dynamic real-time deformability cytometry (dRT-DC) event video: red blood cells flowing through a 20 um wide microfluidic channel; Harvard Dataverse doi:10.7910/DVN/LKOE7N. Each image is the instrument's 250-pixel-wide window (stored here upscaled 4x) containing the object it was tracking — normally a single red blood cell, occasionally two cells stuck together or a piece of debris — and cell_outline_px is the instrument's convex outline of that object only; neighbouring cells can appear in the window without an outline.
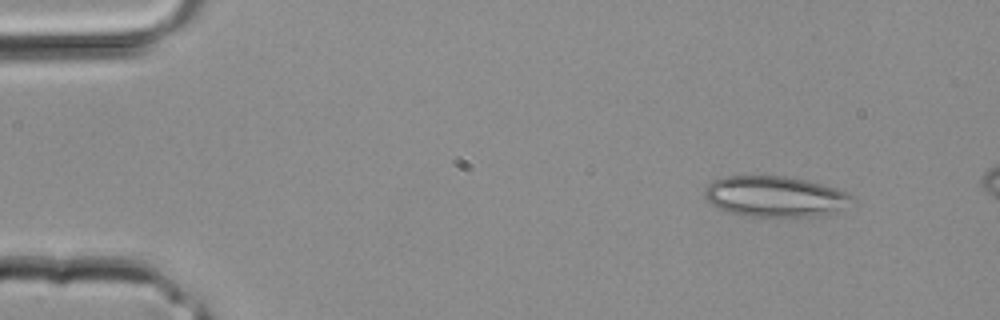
{"species": "common noctule bat (a hibernating species)", "species_latin": "Nyctalus noctula", "temperature_condition": "room temperature", "stored_images_in_passage": 2, "camera_frame_rate_fps": 3000, "um_per_image_px": 0.085, "animal": {"sex": "male", "body_mass_g": 20.4}, "frame": {"image": 1, "passage_image": 1, "time_ms": 0.0, "image_size_px": [1000, 320], "cell_outline_px": [[856, 200], [836, 212], [816, 216], [748, 216], [728, 212], [712, 204], [704, 196], [704, 188], [712, 180], [724, 176], [784, 176], [804, 180], [836, 188], [848, 192]], "centroid_in_image_um": [65.88, 16.7], "position_along_channel_um": 19.1, "area_um2": 34.91}}